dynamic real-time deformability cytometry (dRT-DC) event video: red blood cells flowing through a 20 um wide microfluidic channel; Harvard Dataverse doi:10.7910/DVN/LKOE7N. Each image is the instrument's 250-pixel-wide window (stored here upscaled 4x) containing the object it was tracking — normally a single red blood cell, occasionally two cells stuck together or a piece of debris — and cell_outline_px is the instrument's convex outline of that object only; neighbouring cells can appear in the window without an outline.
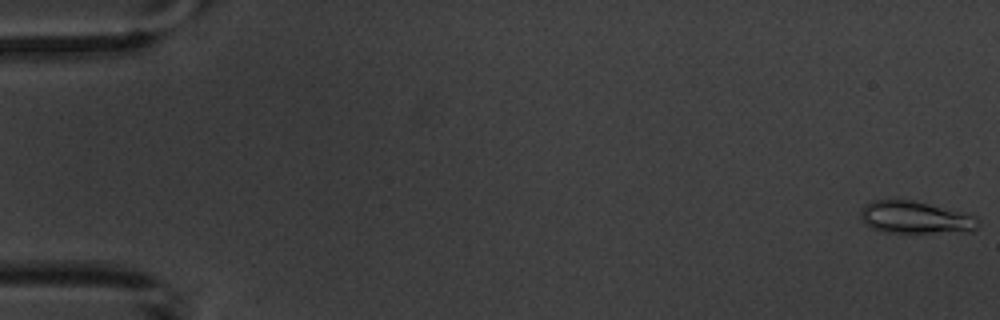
{"species": "common noctule bat (a hibernating species)", "species_latin": "Nyctalus noctula", "temperature_condition": "warm", "stored_images_in_passage": 16, "camera_frame_rate_fps": 3000, "um_per_image_px": 0.085, "animal": {"sex": "male", "body_mass_g": 20.1, "forearm_length_mm": 53.5}, "frame": {"image": 1, "passage_image": 1, "time_ms": 0.0, "image_size_px": [1000, 320], "cell_outline_px": [[980, 224], [976, 228], [968, 232], [884, 232], [872, 228], [864, 224], [860, 216], [860, 208], [864, 204], [872, 200], [896, 196], [964, 212], [976, 216], [980, 220]], "centroid_in_image_um": [77.75, 18.44], "position_along_channel_um": 7.2, "area_um2": 22.95}}
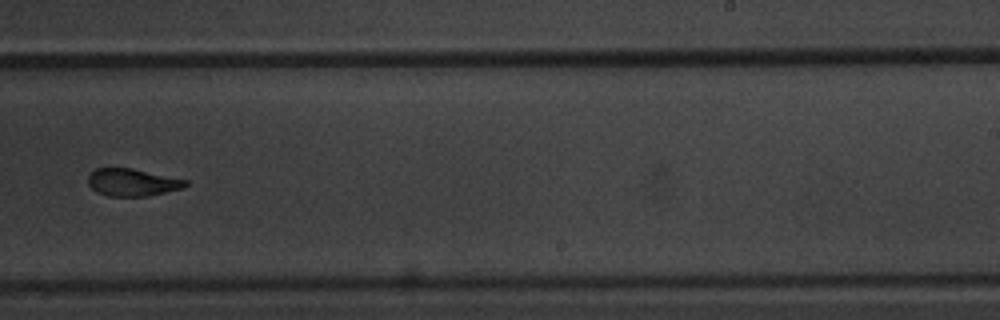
{"frame": {"image": 2, "passage_image": 10, "time_ms": 11.667, "image_size_px": [1000, 320], "cell_outline_px": [[188, 184], [184, 188], [148, 196], [108, 196], [96, 192], [88, 184], [88, 176], [96, 168], [132, 168], [188, 180]], "centroid_in_image_um": [11.26, 15.5], "position_along_channel_um": 277.7, "area_um2": 15.61}}
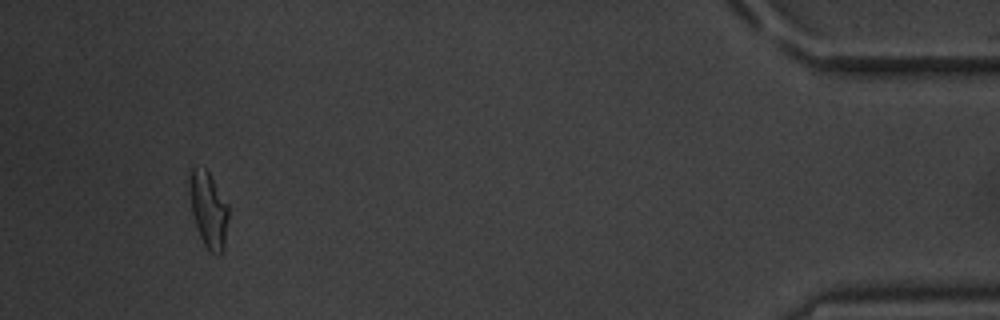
{"frame": {"image": 3, "passage_image": 14, "time_ms": 17.333, "image_size_px": [1000, 320], "cell_outline_px": [[228, 220], [224, 244], [220, 256], [216, 256], [208, 252], [200, 236], [192, 212], [188, 180], [188, 176], [192, 168], [204, 168], [208, 172], [228, 204]], "centroid_in_image_um": [17.72, 17.85], "position_along_channel_um": 417.5, "area_um2": 17.11}}